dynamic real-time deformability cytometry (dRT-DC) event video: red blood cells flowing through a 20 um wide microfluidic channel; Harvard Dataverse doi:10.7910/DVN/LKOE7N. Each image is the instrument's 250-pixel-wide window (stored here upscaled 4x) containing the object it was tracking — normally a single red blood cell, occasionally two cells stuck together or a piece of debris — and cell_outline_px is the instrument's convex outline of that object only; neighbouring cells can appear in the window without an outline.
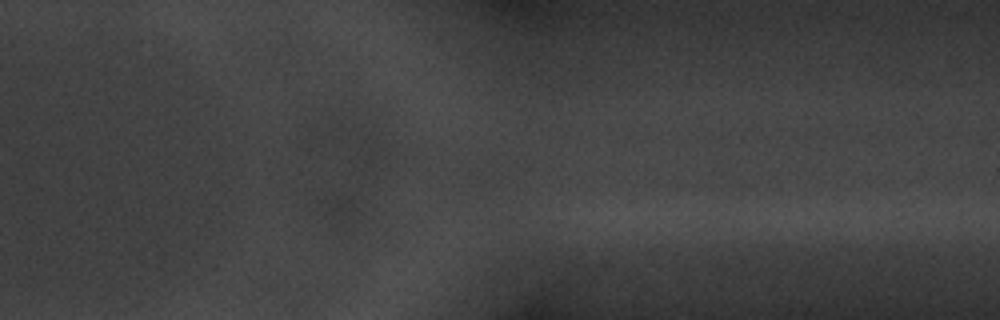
{"species": "common noctule bat (a hibernating species)", "species_latin": "Nyctalus noctula", "temperature_condition": "warm", "stored_images_in_passage": 36, "camera_frame_rate_fps": 3000, "um_per_image_px": 0.085, "animal": {"sex": "male", "body_mass_g": 20.1, "forearm_length_mm": 53.5}, "frame": {"image": 1, "passage_image": 26, "time_ms": 8.333, "image_size_px": [1000, 320], "cell_outline_px": [[384, 156], [360, 208], [348, 216], [340, 220], [312, 208], [308, 204], [312, 196], [340, 156], [360, 144], [376, 148]], "centroid_in_image_um": [29.53, 15.51], "position_along_channel_um": 381.9, "area_um2": 23.06}}
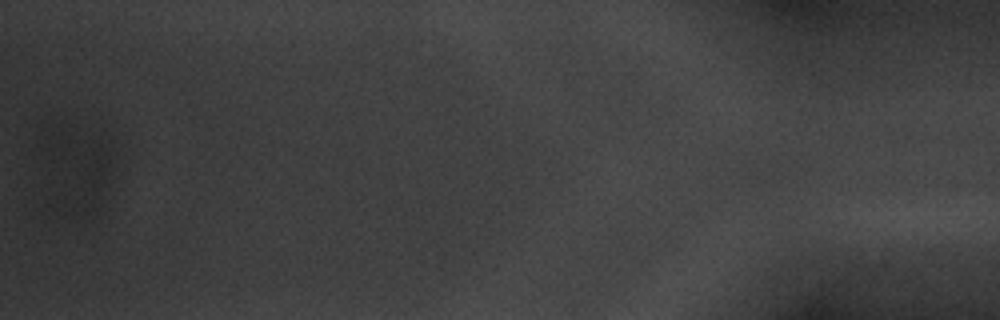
{"frame": {"image": 2, "passage_image": 36, "time_ms": 11.667, "image_size_px": [1000, 320], "cell_outline_px": [[116, 152], [112, 168], [88, 212], [48, 148], [48, 136], [100, 132], [112, 140]], "centroid_in_image_um": [7.15, 13.76], "position_along_channel_um": 428.0, "area_um2": 23.24}}